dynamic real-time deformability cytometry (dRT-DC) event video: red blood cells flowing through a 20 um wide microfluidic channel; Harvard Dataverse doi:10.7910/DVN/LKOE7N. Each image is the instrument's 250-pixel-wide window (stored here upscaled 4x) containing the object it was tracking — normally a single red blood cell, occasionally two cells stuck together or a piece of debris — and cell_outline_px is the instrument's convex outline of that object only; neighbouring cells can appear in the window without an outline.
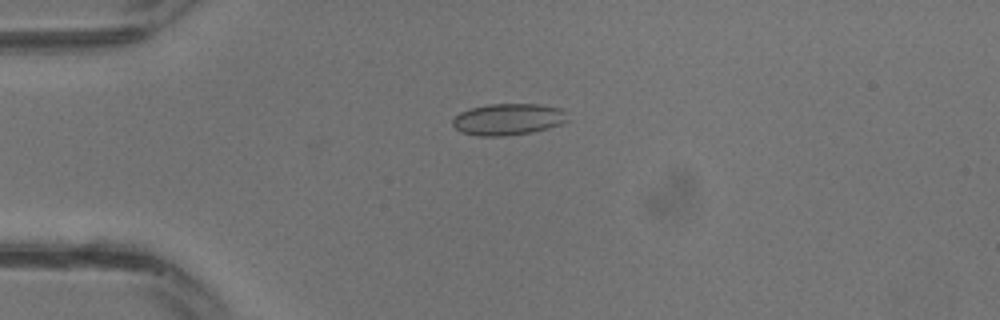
{"species": "common noctule bat (a hibernating species)", "species_latin": "Nyctalus noctula", "temperature_condition": "warm", "stored_images_in_passage": 10, "camera_frame_rate_fps": 3000, "um_per_image_px": 0.085, "animal": {"sex": "male", "body_mass_g": 13.3}, "frame": {"image": 1, "passage_image": 6, "time_ms": 1.667, "image_size_px": [1000, 320], "cell_outline_px": [[568, 120], [560, 124], [548, 128], [532, 132], [504, 136], [476, 136], [460, 132], [452, 124], [452, 120], [460, 112], [472, 108], [488, 104], [540, 104], [564, 108]], "centroid_in_image_um": [43.2, 10.14], "position_along_channel_um": 41.8, "area_um2": 21.27}}
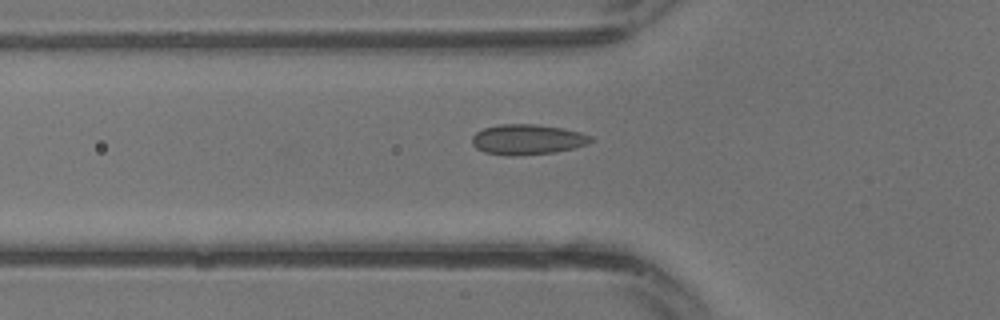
{"frame": {"image": 2, "passage_image": 9, "time_ms": 2.667, "image_size_px": [1000, 320], "cell_outline_px": [[596, 140], [588, 144], [556, 152], [512, 156], [508, 156], [484, 152], [476, 148], [472, 144], [472, 136], [476, 132], [484, 128], [500, 124], [536, 124], [564, 128], [580, 132], [592, 136]], "centroid_in_image_um": [44.85, 11.85], "position_along_channel_um": 81.0, "area_um2": 21.15}}